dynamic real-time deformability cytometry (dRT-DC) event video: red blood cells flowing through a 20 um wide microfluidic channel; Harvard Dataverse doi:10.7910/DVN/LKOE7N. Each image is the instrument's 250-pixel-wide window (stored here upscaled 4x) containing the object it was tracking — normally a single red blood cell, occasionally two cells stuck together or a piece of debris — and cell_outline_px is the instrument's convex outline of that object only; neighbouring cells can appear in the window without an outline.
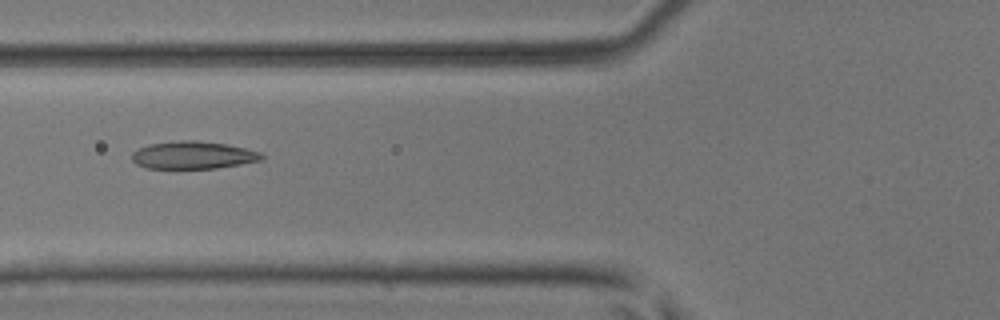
{"species": "common noctule bat (a hibernating species)", "species_latin": "Nyctalus noctula", "temperature_condition": "room temperature", "stored_images_in_passage": 3, "camera_frame_rate_fps": 3000, "um_per_image_px": 0.085, "animal": {"sex": "male", "body_mass_g": 17.9, "forearm_length_mm": 54.2}, "frame": {"image": 1, "passage_image": 3, "time_ms": 0.667, "image_size_px": [1000, 320], "cell_outline_px": [[264, 160], [216, 168], [144, 168], [136, 164], [132, 160], [132, 152], [148, 144], [180, 140], [196, 140], [228, 144], [260, 152], [264, 156]], "centroid_in_image_um": [16.41, 13.18], "position_along_channel_um": 109.4, "area_um2": 20.92}}